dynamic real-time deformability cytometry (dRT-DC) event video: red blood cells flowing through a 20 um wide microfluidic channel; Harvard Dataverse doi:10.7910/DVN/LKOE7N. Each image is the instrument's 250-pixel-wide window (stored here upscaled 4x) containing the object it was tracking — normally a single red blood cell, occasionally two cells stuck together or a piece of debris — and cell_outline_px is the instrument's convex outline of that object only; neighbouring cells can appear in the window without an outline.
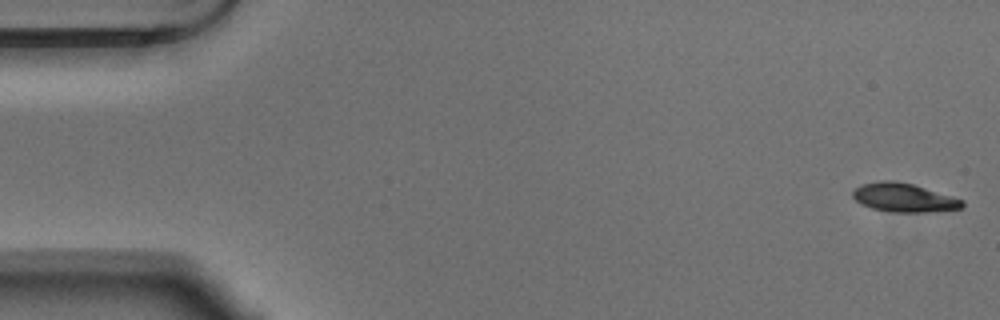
{"species": "Egyptian fruit bat (a non-hibernating species)", "species_latin": "Rousettus aegyptiacus", "temperature_condition": "warm", "stored_images_in_passage": 55, "camera_frame_rate_fps": 3000, "um_per_image_px": 0.085, "animal": {"sex": "male"}, "frame": {"image": 1, "passage_image": 1, "time_ms": 0.0, "image_size_px": [1000, 320], "cell_outline_px": [[964, 208], [928, 212], [892, 212], [872, 208], [856, 200], [852, 196], [852, 192], [856, 188], [864, 184], [880, 180], [892, 180], [912, 184], [952, 196], [964, 200]], "centroid_in_image_um": [76.86, 16.8], "position_along_channel_um": 8.1, "area_um2": 18.15}}
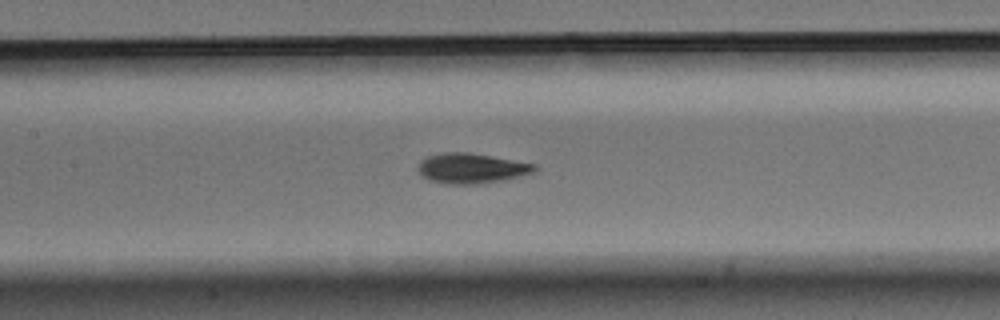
{"frame": {"image": 2, "passage_image": 25, "time_ms": 8.0, "image_size_px": [1000, 320], "cell_outline_px": [[536, 168], [532, 172], [500, 180], [476, 184], [444, 184], [428, 180], [420, 176], [416, 168], [420, 160], [428, 156], [444, 152], [468, 152], [492, 156], [536, 164]], "centroid_in_image_um": [39.96, 14.3], "position_along_channel_um": 167.4, "area_um2": 20.4}}
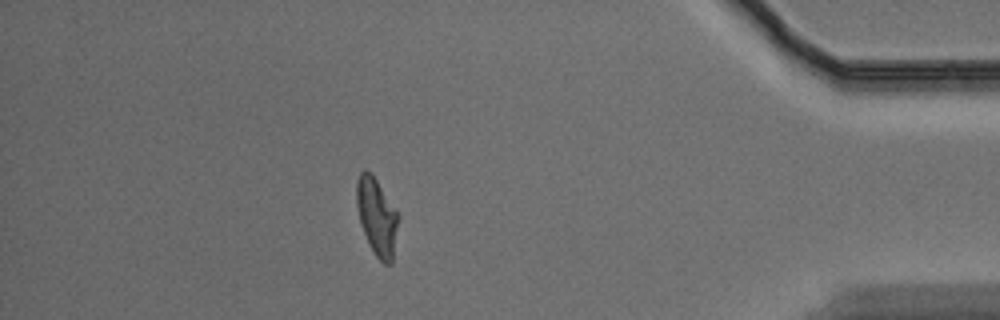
{"frame": {"image": 3, "passage_image": 48, "time_ms": 15.667, "image_size_px": [1000, 320], "cell_outline_px": [[400, 216], [392, 264], [384, 264], [376, 256], [368, 244], [360, 220], [356, 204], [356, 180], [360, 172], [364, 168], [372, 172]], "centroid_in_image_um": [32.04, 18.39], "position_along_channel_um": 403.2, "area_um2": 19.07}, "authors_computed_cell_mechanics": {"area_um2": 19.074, "velocity_mm_per_s": 3.6582, "shape_relaxation_time_tau1_ms": 3.1688, "shape_relaxation_time_tau2_ms": 2.0384, "deformation_change_tau1": 0.1688, "deformation_change_tau2": 0.0847}}